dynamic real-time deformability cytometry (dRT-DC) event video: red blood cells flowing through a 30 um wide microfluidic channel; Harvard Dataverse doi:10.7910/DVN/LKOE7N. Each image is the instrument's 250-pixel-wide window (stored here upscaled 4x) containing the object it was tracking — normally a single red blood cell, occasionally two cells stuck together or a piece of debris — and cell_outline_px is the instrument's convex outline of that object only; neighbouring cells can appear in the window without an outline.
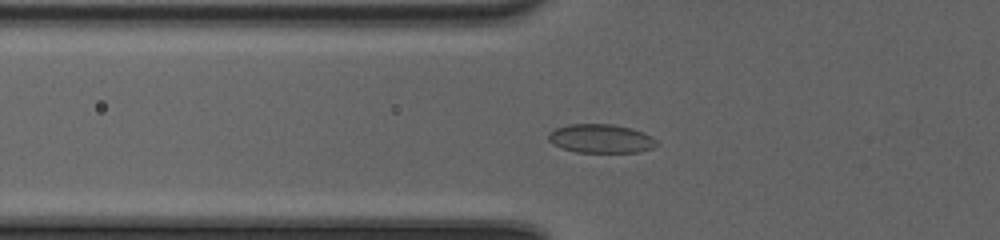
{"species": "common noctule bat (a hibernating species)", "species_latin": "Nyctalus noctula", "temperature_condition": "cold", "stored_images_in_passage": 46, "segment_of_instrument_passage": [1, 2], "camera_frame_rate_fps": 3000, "um_per_image_px": 0.085, "animal": {"sex": "female", "body_mass_g": 20.0, "forearm_length_mm": 54.0}, "frame": {"image": 1, "passage_image": 14, "time_ms": 4.333, "image_size_px": [1000, 240], "cell_outline_px": [[660, 144], [652, 148], [636, 152], [576, 152], [552, 144], [548, 140], [548, 136], [556, 128], [568, 124], [612, 124], [632, 128], [652, 136]], "centroid_in_image_um": [51.1, 11.78], "position_along_channel_um": 74.7, "area_um2": 18.09}}
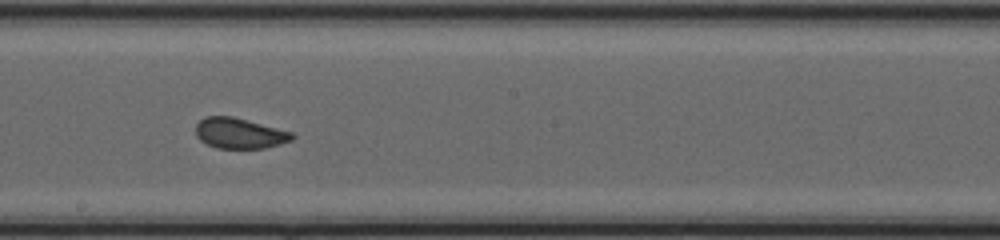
{"frame": {"image": 2, "passage_image": 25, "time_ms": 8.0, "image_size_px": [1000, 240], "cell_outline_px": [[296, 136], [292, 140], [264, 148], [216, 148], [200, 140], [196, 136], [196, 124], [204, 116], [232, 116], [292, 132]], "centroid_in_image_um": [20.34, 11.32], "position_along_channel_um": 227.9, "area_um2": 17.05}}
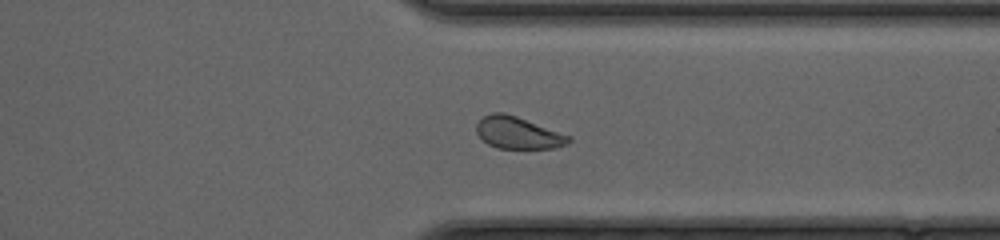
{"frame": {"image": 3, "passage_image": 35, "time_ms": 11.333, "image_size_px": [1000, 240], "cell_outline_px": [[572, 140], [568, 144], [552, 148], [500, 148], [488, 144], [476, 132], [476, 124], [484, 116], [492, 112], [504, 112], [516, 116], [572, 136]], "centroid_in_image_um": [44.05, 11.28], "position_along_channel_um": 367.3, "area_um2": 17.11}}